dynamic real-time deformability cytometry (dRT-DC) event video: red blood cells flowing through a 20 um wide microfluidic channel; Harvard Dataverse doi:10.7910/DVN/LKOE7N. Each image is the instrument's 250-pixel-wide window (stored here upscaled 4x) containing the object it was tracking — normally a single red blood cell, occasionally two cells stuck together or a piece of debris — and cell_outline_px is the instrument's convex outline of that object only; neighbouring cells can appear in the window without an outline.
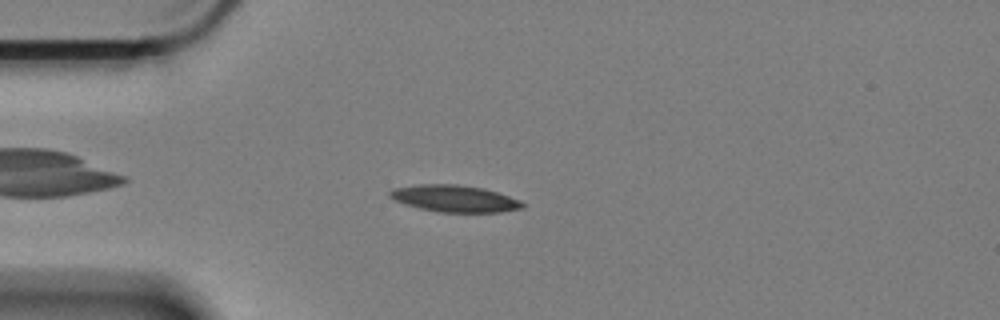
{"species": "Egyptian fruit bat (a non-hibernating species)", "species_latin": "Rousettus aegyptiacus", "temperature_condition": "cold", "stored_images_in_passage": 7, "camera_frame_rate_fps": 3000, "um_per_image_px": 0.085, "animal": {"sex": "female"}, "frame": {"image": 1, "passage_image": 4, "time_ms": 1.0, "image_size_px": [1000, 320], "cell_outline_px": [[524, 208], [500, 212], [440, 212], [420, 208], [396, 200], [388, 196], [388, 192], [392, 188], [420, 184], [456, 184], [484, 188], [520, 200], [524, 204]], "centroid_in_image_um": [38.64, 16.87], "position_along_channel_um": 46.4, "area_um2": 20.58}}